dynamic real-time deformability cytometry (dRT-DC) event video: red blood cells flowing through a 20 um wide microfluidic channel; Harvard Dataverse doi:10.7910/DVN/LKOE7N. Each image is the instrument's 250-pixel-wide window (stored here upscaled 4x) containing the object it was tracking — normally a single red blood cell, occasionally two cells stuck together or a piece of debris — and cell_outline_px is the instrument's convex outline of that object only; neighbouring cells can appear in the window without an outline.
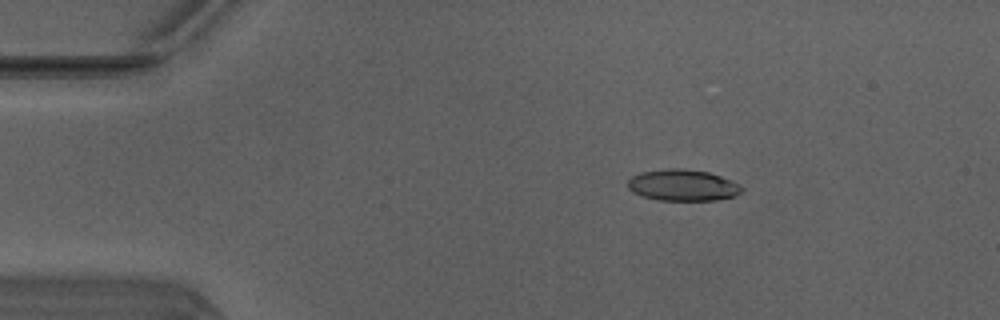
{"species": "Egyptian fruit bat (a non-hibernating species)", "species_latin": "Rousettus aegyptiacus", "temperature_condition": "warm", "stored_images_in_passage": 48, "camera_frame_rate_fps": 3000, "um_per_image_px": 0.085, "animal": {"sex": "male"}, "frame": {"image": 1, "passage_image": 7, "time_ms": 2.0, "image_size_px": [1000, 320], "cell_outline_px": [[744, 188], [736, 196], [716, 200], [660, 200], [640, 196], [632, 192], [628, 188], [628, 180], [632, 176], [640, 172], [664, 168], [684, 168], [708, 172], [720, 176]], "centroid_in_image_um": [57.98, 15.74], "position_along_channel_um": 27.0, "area_um2": 20.87}}
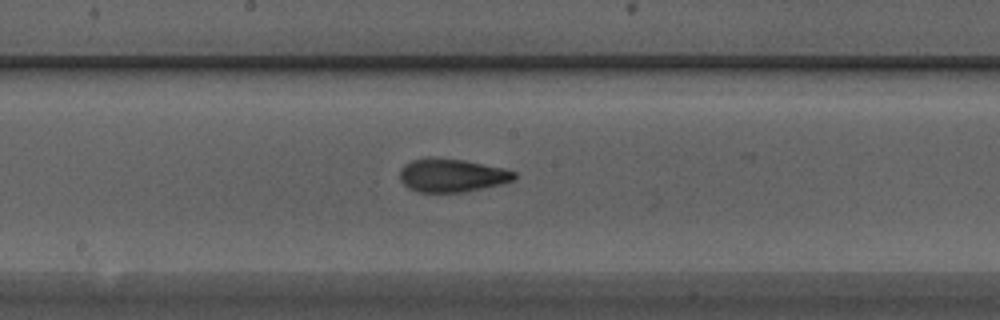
{"frame": {"image": 2, "passage_image": 25, "time_ms": 8.0, "image_size_px": [1000, 320], "cell_outline_px": [[516, 176], [512, 180], [504, 184], [464, 192], [416, 192], [408, 188], [400, 180], [400, 168], [404, 164], [412, 160], [428, 156], [432, 156], [464, 160], [504, 168], [516, 172]], "centroid_in_image_um": [38.39, 14.89], "position_along_channel_um": 209.8, "area_um2": 22.6}}
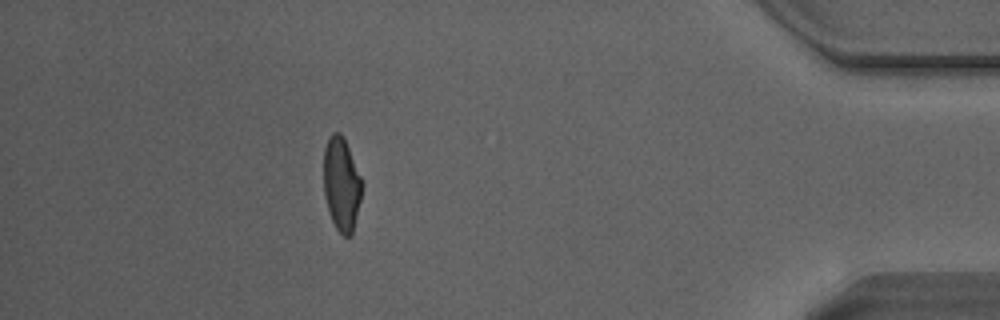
{"frame": {"image": 3, "passage_image": 43, "time_ms": 14.0, "image_size_px": [1000, 320], "cell_outline_px": [[364, 184], [352, 236], [344, 236], [336, 228], [328, 212], [324, 196], [324, 148], [328, 136], [332, 132], [340, 132], [344, 136], [364, 180]], "centroid_in_image_um": [29.05, 15.61], "position_along_channel_um": 406.2, "area_um2": 21.56}, "authors_computed_cell_mechanics": {"area_um2": 21.5594, "velocity_mm_per_s": 4.1463, "shape_relaxation_time_tau1_ms": 5.0497, "shape_relaxation_time_tau2_ms": 1.1339, "deformation_change_tau1": 0.1983, "deformation_change_tau2": 0.0837}}